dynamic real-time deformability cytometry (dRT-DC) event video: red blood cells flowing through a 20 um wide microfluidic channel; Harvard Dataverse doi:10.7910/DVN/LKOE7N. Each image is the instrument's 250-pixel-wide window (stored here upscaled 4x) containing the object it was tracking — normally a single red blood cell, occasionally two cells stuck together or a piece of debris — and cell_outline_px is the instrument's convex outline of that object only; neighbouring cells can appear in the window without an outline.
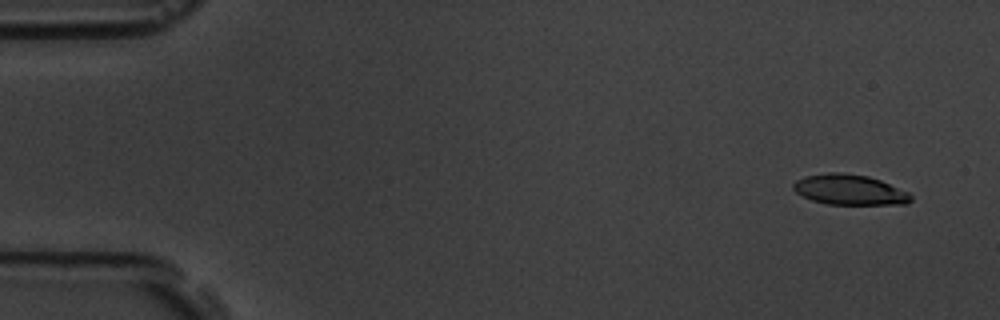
{"species": "common noctule bat (a hibernating species)", "species_latin": "Nyctalus noctula", "temperature_condition": "room temperature", "stored_images_in_passage": 5, "camera_frame_rate_fps": 3000, "um_per_image_px": 0.085, "animal": {"sex": "male", "body_mass_g": 19.5, "forearm_length_mm": 54.6}, "frame": {"image": 1, "passage_image": 2, "time_ms": 1.0, "image_size_px": [1000, 320], "cell_outline_px": [[912, 200], [908, 204], [828, 204], [812, 200], [796, 192], [792, 188], [792, 184], [796, 180], [804, 176], [828, 172], [840, 172], [868, 176], [880, 180], [908, 192], [912, 196]], "centroid_in_image_um": [72.2, 16.12], "position_along_channel_um": 12.8, "area_um2": 20.75}}
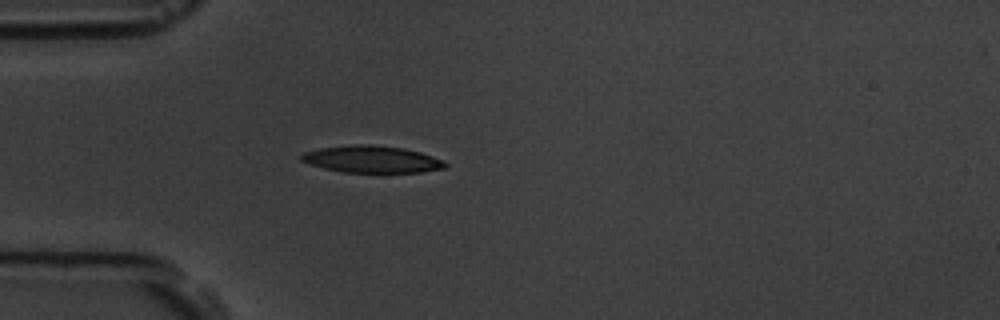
{"frame": {"image": 2, "passage_image": 5, "time_ms": 5.333, "image_size_px": [1000, 320], "cell_outline_px": [[448, 164], [444, 168], [420, 172], [344, 172], [324, 168], [300, 160], [300, 156], [304, 152], [320, 148], [352, 144], [372, 144], [404, 148], [420, 152], [444, 160]], "centroid_in_image_um": [31.62, 13.52], "position_along_channel_um": 53.4, "area_um2": 22.54}}